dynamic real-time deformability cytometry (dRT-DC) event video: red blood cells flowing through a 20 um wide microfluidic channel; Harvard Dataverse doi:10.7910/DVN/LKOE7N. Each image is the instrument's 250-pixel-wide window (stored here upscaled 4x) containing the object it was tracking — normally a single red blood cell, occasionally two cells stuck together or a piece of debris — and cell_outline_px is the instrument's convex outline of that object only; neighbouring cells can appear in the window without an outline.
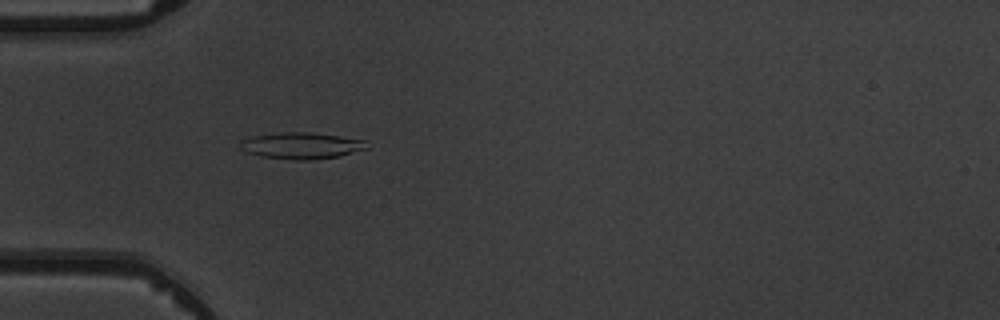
{"species": "common noctule bat (a hibernating species)", "species_latin": "Nyctalus noctula", "temperature_condition": "warm", "stored_images_in_passage": 4, "camera_frame_rate_fps": 3000, "um_per_image_px": 0.085, "animal": {"sex": "male", "body_mass_g": 19.5, "forearm_length_mm": 54.6}, "frame": {"image": 1, "passage_image": 4, "time_ms": 3.333, "image_size_px": [1000, 320], "cell_outline_px": [[368, 148], [340, 156], [316, 160], [292, 160], [260, 156], [248, 152], [240, 148], [240, 140], [252, 136], [284, 132], [308, 132], [340, 136], [368, 140]], "centroid_in_image_um": [25.66, 12.38], "position_along_channel_um": 59.3, "area_um2": 19.71}}